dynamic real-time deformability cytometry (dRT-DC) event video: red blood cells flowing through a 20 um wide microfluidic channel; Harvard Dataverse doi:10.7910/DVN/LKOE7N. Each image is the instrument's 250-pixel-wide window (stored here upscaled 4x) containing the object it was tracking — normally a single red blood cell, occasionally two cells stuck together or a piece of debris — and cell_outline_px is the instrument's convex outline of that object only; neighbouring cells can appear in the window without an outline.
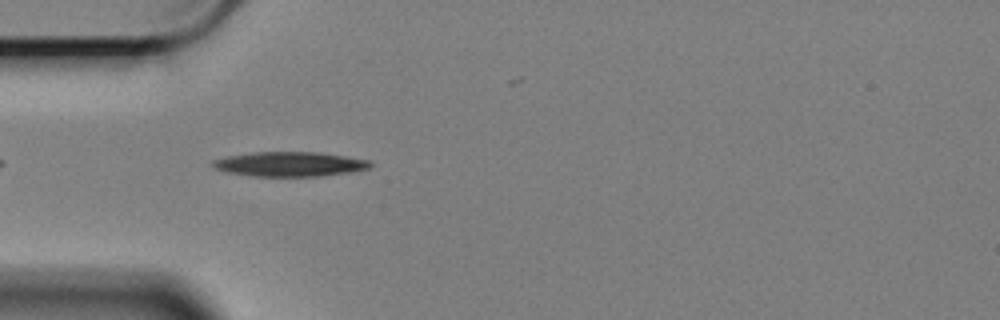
{"species": "Egyptian fruit bat (a non-hibernating species)", "species_latin": "Rousettus aegyptiacus", "temperature_condition": "cold", "stored_images_in_passage": 46, "camera_frame_rate_fps": 3000, "um_per_image_px": 0.085, "animal": {"sex": "female"}, "frame": {"image": 1, "passage_image": 4, "time_ms": 1.0, "image_size_px": [1000, 320], "cell_outline_px": [[372, 164], [368, 168], [352, 172], [320, 176], [252, 176], [228, 172], [212, 168], [212, 160], [228, 156], [252, 152], [320, 152], [368, 160]], "centroid_in_image_um": [24.6, 13.95], "position_along_channel_um": 60.4, "area_um2": 22.54}}
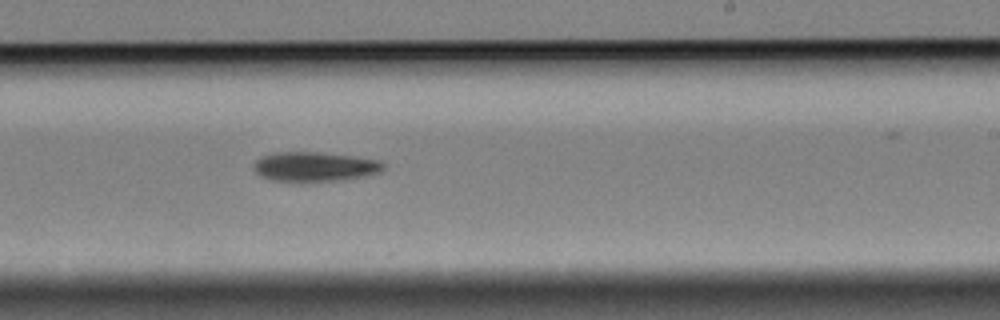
{"frame": {"image": 2, "passage_image": 22, "time_ms": 7.0, "image_size_px": [1000, 320], "cell_outline_px": [[384, 168], [380, 172], [368, 176], [340, 180], [300, 184], [272, 180], [260, 176], [256, 172], [256, 160], [264, 156], [276, 152], [316, 152], [352, 156], [380, 160], [384, 164]], "centroid_in_image_um": [26.78, 14.21], "position_along_channel_um": 262.2, "area_um2": 22.77}}
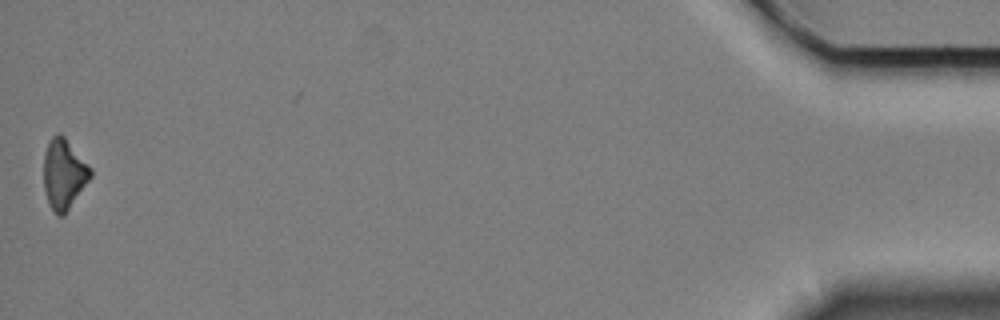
{"frame": {"image": 3, "passage_image": 45, "time_ms": 14.667, "image_size_px": [1000, 320], "cell_outline_px": [[92, 176], [64, 216], [56, 216], [48, 204], [44, 188], [44, 152], [52, 136], [56, 132], [60, 132], [64, 136], [92, 168]], "centroid_in_image_um": [5.43, 14.8], "position_along_channel_um": 429.8, "area_um2": 19.31}, "authors_computed_cell_mechanics": {"area_um2": 21.964, "velocity_mm_per_s": 3.3886, "shape_relaxation_time_tau1_ms": 3.2461, "shape_relaxation_time_tau2_ms": null, "deformation_change_tau1": 0.1223, "deformation_change_tau2": null}}